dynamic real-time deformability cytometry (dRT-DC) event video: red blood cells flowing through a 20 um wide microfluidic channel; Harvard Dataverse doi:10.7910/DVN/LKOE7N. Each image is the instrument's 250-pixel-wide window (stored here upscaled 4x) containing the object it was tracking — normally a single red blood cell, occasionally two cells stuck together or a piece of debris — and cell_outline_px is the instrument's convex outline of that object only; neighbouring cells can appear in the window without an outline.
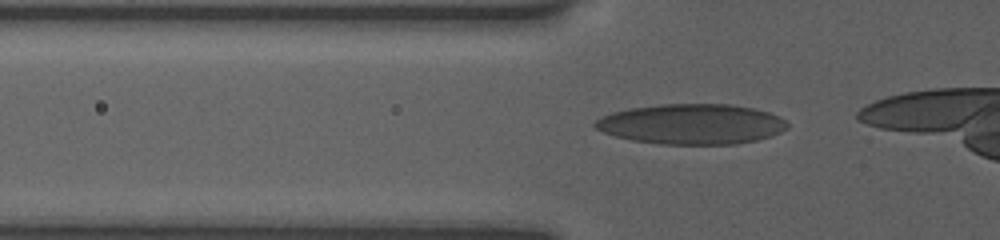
{"species": "human", "species_latin": "Homo sapiens", "temperature_condition": "room temperature", "stored_images_in_passage": 12, "camera_frame_rate_fps": 3000, "um_per_image_px": 0.085, "donor": {"sex": "female"}, "frame": {"image": 1, "passage_image": 9, "time_ms": 2.667, "image_size_px": [1000, 240], "cell_outline_px": [[788, 128], [772, 136], [756, 140], [736, 144], [660, 144], [632, 140], [616, 136], [604, 132], [596, 128], [592, 124], [596, 120], [612, 112], [632, 108], [664, 104], [728, 104], [756, 108], [780, 116], [788, 124]], "centroid_in_image_um": [58.83, 10.55], "position_along_channel_um": 67.0, "area_um2": 45.03}}